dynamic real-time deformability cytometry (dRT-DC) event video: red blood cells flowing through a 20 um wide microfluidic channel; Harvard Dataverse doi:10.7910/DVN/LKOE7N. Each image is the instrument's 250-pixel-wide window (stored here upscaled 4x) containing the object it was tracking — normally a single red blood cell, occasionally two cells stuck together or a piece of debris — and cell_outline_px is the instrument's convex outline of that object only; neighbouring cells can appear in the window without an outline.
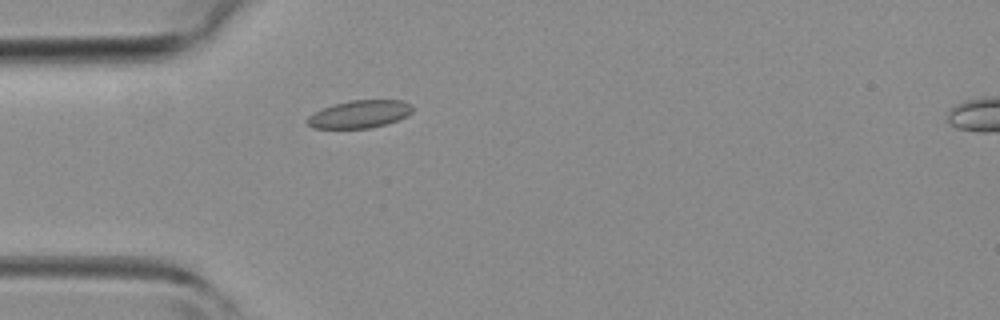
{"species": "common noctule bat (a hibernating species)", "species_latin": "Nyctalus noctula", "temperature_condition": "room temperature", "stored_images_in_passage": 3, "camera_frame_rate_fps": 3000, "um_per_image_px": 0.085, "animal": {"sex": "female", "body_mass_g": 19.3, "forearm_length_mm": 54.1}, "frame": {"image": 1, "passage_image": 3, "time_ms": 2.333, "image_size_px": [1000, 320], "cell_outline_px": [[412, 112], [408, 116], [384, 124], [368, 128], [312, 128], [304, 120], [308, 116], [324, 108], [348, 100], [400, 100], [412, 104]], "centroid_in_image_um": [30.56, 9.7], "position_along_channel_um": 54.4, "area_um2": 16.82}}